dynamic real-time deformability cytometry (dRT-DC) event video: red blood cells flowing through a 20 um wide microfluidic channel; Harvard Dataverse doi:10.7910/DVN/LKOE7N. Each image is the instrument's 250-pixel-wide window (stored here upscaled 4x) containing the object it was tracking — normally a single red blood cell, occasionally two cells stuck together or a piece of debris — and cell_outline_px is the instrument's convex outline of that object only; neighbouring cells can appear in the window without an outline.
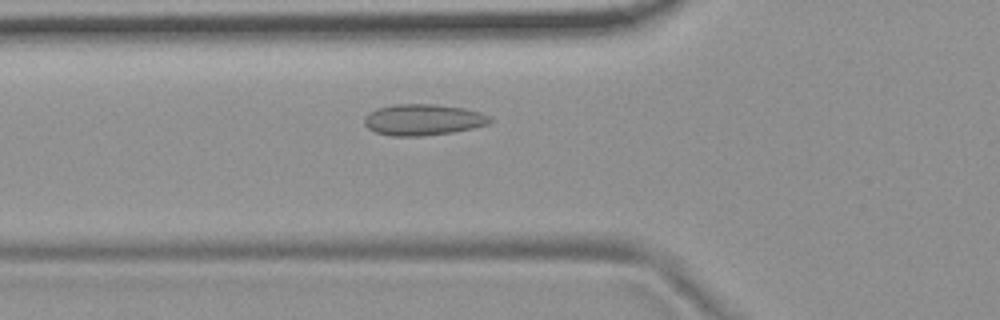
{"species": "common noctule bat (a hibernating species)", "species_latin": "Nyctalus noctula", "temperature_condition": "room temperature", "stored_images_in_passage": 46, "camera_frame_rate_fps": 3000, "um_per_image_px": 0.085, "animal": {"sex": "female", "body_mass_g": 19.9}, "frame": {"image": 1, "passage_image": 14, "time_ms": 4.333, "image_size_px": [1000, 320], "cell_outline_px": [[496, 120], [488, 124], [472, 128], [452, 132], [420, 136], [392, 136], [376, 132], [368, 128], [364, 124], [364, 116], [368, 112], [376, 108], [392, 104], [436, 104], [464, 108], [480, 112]], "centroid_in_image_um": [35.94, 10.17], "position_along_channel_um": 89.9, "area_um2": 23.0}}
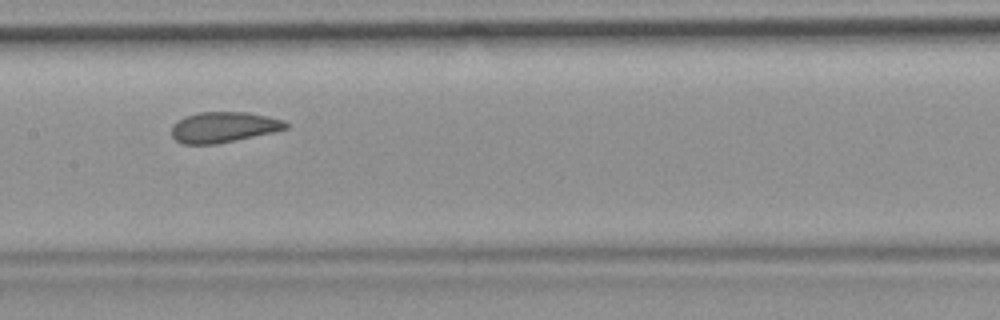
{"frame": {"image": 2, "passage_image": 22, "time_ms": 7.0, "image_size_px": [1000, 320], "cell_outline_px": [[288, 128], [272, 132], [216, 144], [184, 144], [176, 140], [172, 136], [172, 124], [184, 116], [196, 112], [248, 112], [268, 116], [284, 120], [288, 124]], "centroid_in_image_um": [18.98, 10.79], "position_along_channel_um": 188.4, "area_um2": 20.35}}
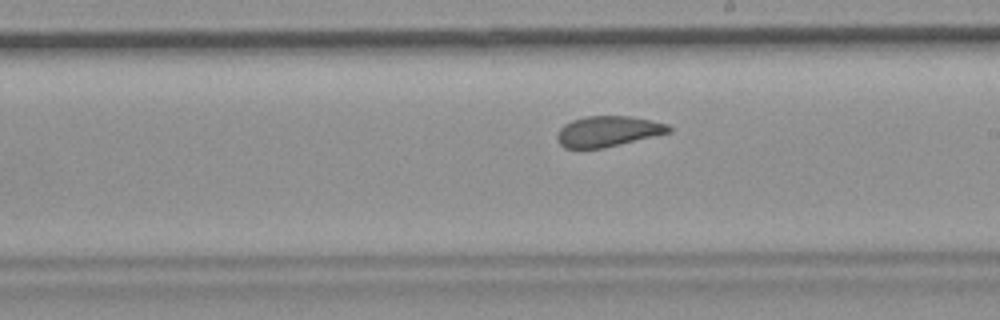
{"frame": {"image": 3, "passage_image": 26, "time_ms": 8.333, "image_size_px": [1000, 320], "cell_outline_px": [[672, 132], [604, 148], [564, 148], [556, 140], [556, 136], [560, 128], [564, 124], [572, 120], [588, 116], [628, 116], [668, 124], [672, 128]], "centroid_in_image_um": [51.66, 11.17], "position_along_channel_um": 237.3, "area_um2": 19.88}}